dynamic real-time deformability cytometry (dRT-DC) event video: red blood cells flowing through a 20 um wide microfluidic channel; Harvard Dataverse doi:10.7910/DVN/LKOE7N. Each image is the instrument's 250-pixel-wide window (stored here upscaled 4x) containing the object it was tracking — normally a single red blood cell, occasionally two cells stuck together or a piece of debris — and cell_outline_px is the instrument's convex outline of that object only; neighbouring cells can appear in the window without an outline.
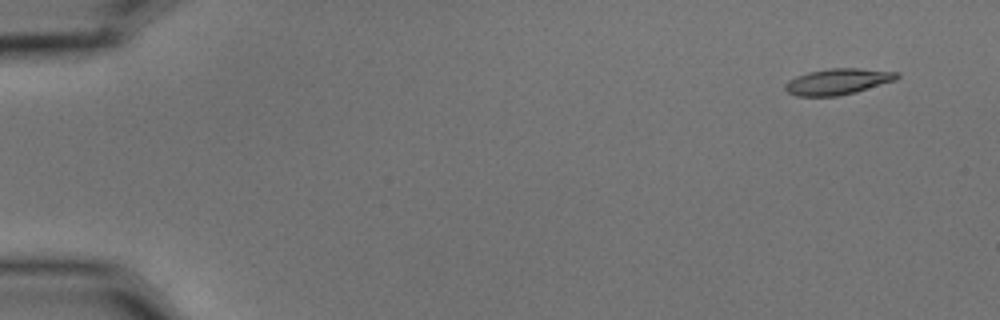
{"species": "common noctule bat (a hibernating species)", "species_latin": "Nyctalus noctula", "temperature_condition": "cold", "stored_images_in_passage": 5, "camera_frame_rate_fps": 3000, "um_per_image_px": 0.085, "animal": {"sex": "male", "body_mass_g": 15.6}, "frame": {"image": 1, "passage_image": 1, "time_ms": 0.0, "image_size_px": [1000, 320], "cell_outline_px": [[900, 76], [896, 80], [856, 92], [836, 96], [796, 96], [788, 92], [784, 88], [784, 84], [788, 80], [796, 76], [808, 72], [828, 68], [860, 68], [900, 72]], "centroid_in_image_um": [71.22, 6.92], "position_along_channel_um": 13.8, "area_um2": 17.11}}
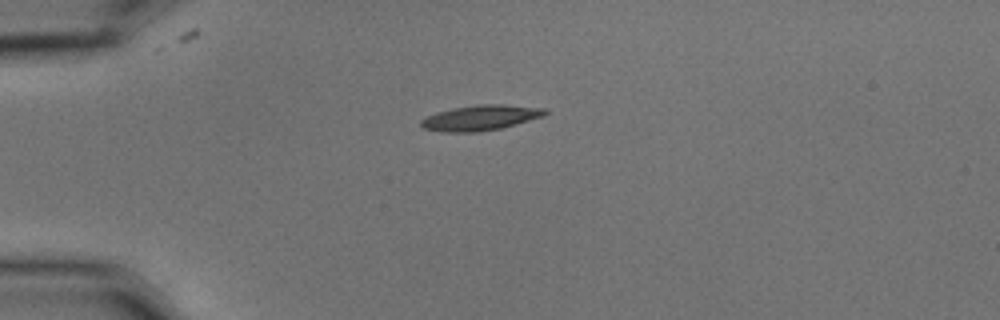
{"frame": {"image": 2, "passage_image": 4, "time_ms": 1.0, "image_size_px": [1000, 320], "cell_outline_px": [[548, 112], [544, 116], [500, 128], [476, 132], [440, 132], [424, 128], [420, 124], [420, 120], [436, 112], [452, 108], [476, 104], [504, 104], [544, 108]], "centroid_in_image_um": [40.82, 10.0], "position_along_channel_um": 44.2, "area_um2": 18.26}}